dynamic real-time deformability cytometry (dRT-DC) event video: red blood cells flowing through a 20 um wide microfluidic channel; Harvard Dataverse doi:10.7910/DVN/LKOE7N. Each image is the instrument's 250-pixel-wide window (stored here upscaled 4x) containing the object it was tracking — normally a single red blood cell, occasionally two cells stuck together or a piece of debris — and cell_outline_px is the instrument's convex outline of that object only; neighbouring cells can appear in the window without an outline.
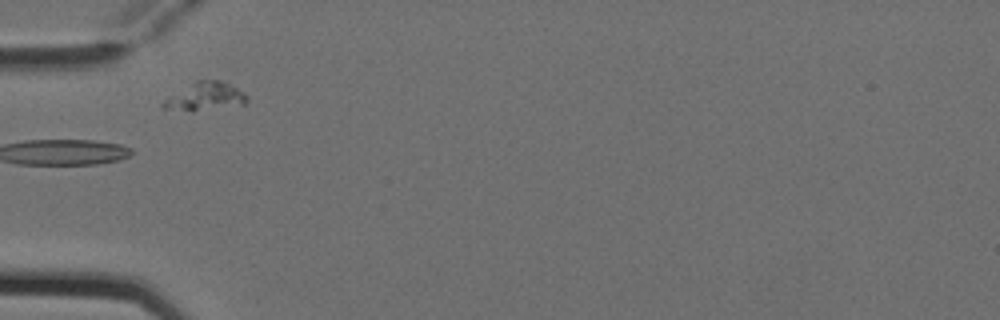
{"species": "Egyptian fruit bat (a non-hibernating species)", "species_latin": "Rousettus aegyptiacus", "temperature_condition": "cold", "stored_images_in_passage": 1, "camera_frame_rate_fps": 3000, "um_per_image_px": 0.085, "animal": {"sex": "female"}, "frame": {"image": 1, "passage_image": 1, "time_ms": 0.0, "image_size_px": [1000, 320], "cell_outline_px": [[248, 100], [244, 104], [192, 112], [160, 108], [160, 104], [164, 100], [196, 80], [220, 80], [244, 92], [248, 96]], "centroid_in_image_um": [17.42, 8.23], "position_along_channel_um": 67.6, "area_um2": 13.7}}